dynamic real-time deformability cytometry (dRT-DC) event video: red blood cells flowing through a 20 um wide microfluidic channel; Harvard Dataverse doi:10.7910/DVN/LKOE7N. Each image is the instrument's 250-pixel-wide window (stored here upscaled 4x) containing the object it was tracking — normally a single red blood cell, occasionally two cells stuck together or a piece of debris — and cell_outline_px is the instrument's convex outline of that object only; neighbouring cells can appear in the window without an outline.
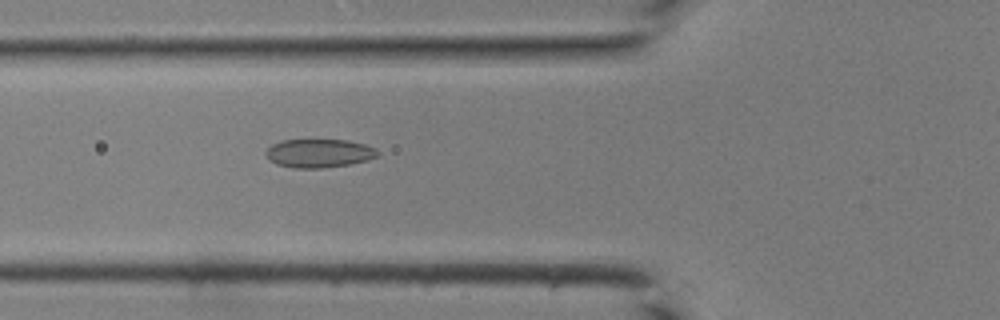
{"species": "common noctule bat (a hibernating species)", "species_latin": "Nyctalus noctula", "temperature_condition": "room temperature", "stored_images_in_passage": 19, "camera_frame_rate_fps": 3000, "um_per_image_px": 0.085, "animal": {"sex": "male", "body_mass_g": 19.0, "forearm_length_mm": 50.8}, "frame": {"image": 1, "passage_image": 8, "time_ms": 2.333, "image_size_px": [1000, 320], "cell_outline_px": [[380, 152], [376, 156], [368, 160], [348, 164], [324, 168], [292, 168], [276, 164], [268, 160], [264, 152], [272, 144], [280, 140], [348, 140], [364, 144], [376, 148]], "centroid_in_image_um": [27.08, 13.03], "position_along_channel_um": 98.7, "area_um2": 18.73}}
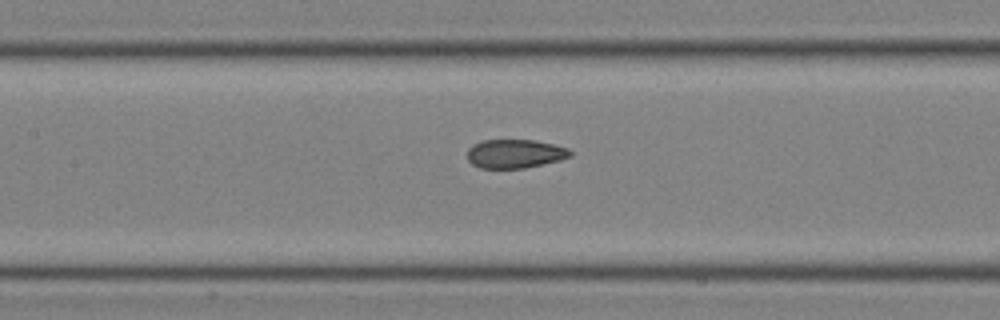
{"frame": {"image": 2, "passage_image": 12, "time_ms": 3.667, "image_size_px": [1000, 320], "cell_outline_px": [[572, 156], [560, 160], [524, 168], [480, 168], [472, 164], [468, 160], [468, 148], [472, 144], [484, 140], [536, 140], [568, 148], [572, 152]], "centroid_in_image_um": [43.77, 13.06], "position_along_channel_um": 163.6, "area_um2": 17.28}}
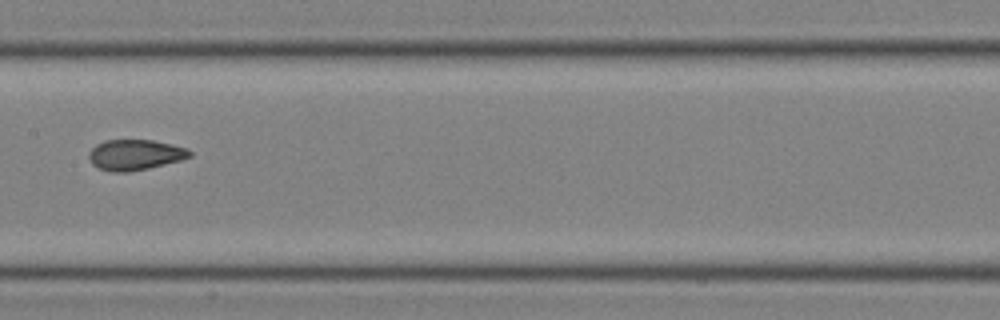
{"frame": {"image": 3, "passage_image": 14, "time_ms": 4.333, "image_size_px": [1000, 320], "cell_outline_px": [[192, 156], [180, 160], [148, 168], [128, 172], [112, 172], [100, 168], [92, 164], [88, 156], [88, 152], [96, 144], [104, 140], [152, 140], [172, 144], [188, 148], [192, 152]], "centroid_in_image_um": [11.48, 13.15], "position_along_channel_um": 195.9, "area_um2": 17.98}}